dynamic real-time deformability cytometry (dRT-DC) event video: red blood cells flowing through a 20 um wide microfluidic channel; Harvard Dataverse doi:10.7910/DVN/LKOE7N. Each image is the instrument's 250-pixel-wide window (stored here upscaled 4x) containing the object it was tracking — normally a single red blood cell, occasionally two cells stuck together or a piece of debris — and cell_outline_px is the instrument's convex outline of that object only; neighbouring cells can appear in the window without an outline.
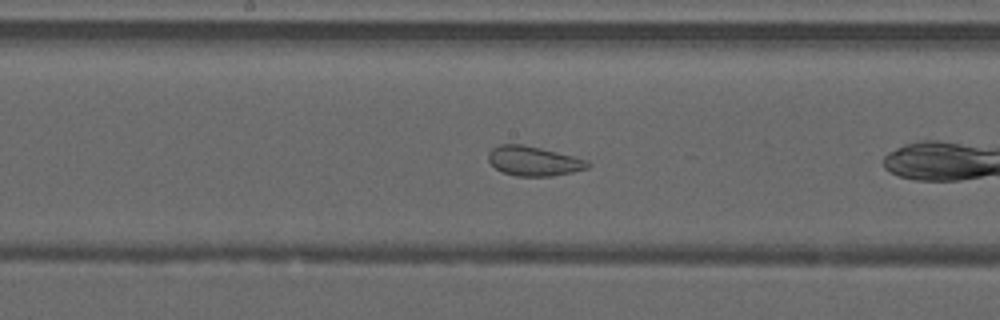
{"species": "common noctule bat (a hibernating species)", "species_latin": "Nyctalus noctula", "temperature_condition": "warm", "stored_images_in_passage": 34, "camera_frame_rate_fps": 3000, "um_per_image_px": 0.085, "animal": {"sex": "male", "forearm_length_mm": 52.5}, "frame": {"image": 1, "passage_image": 10, "time_ms": 3.0, "image_size_px": [1000, 320], "cell_outline_px": [[592, 164], [588, 168], [572, 172], [552, 176], [516, 176], [504, 172], [496, 168], [488, 160], [488, 152], [492, 148], [500, 144], [520, 144], [540, 148], [588, 160]], "centroid_in_image_um": [45.36, 13.69], "position_along_channel_um": 202.8, "area_um2": 16.99}}